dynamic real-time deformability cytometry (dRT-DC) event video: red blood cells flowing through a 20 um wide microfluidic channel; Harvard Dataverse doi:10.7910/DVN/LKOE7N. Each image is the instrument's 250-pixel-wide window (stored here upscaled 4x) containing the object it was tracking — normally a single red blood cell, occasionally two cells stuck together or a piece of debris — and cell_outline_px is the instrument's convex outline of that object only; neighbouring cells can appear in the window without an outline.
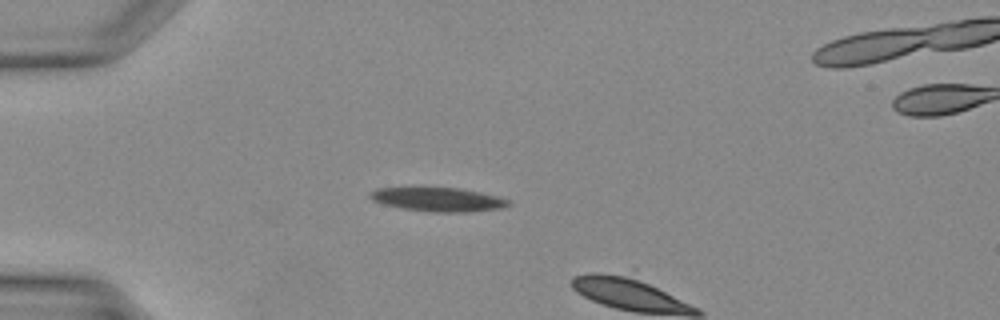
{"species": "Egyptian fruit bat (a non-hibernating species)", "species_latin": "Rousettus aegyptiacus", "temperature_condition": "warm", "stored_images_in_passage": 10, "camera_frame_rate_fps": 3000, "um_per_image_px": 0.085, "animal": {"sex": "female"}, "frame": {"image": 1, "passage_image": 9, "time_ms": 2.667, "image_size_px": [1000, 320], "cell_outline_px": [[512, 204], [500, 208], [468, 212], [432, 212], [400, 208], [384, 204], [372, 200], [368, 196], [368, 192], [376, 188], [460, 188], [496, 196], [508, 200]], "centroid_in_image_um": [37.19, 16.96], "position_along_channel_um": 47.8, "area_um2": 19.13}}